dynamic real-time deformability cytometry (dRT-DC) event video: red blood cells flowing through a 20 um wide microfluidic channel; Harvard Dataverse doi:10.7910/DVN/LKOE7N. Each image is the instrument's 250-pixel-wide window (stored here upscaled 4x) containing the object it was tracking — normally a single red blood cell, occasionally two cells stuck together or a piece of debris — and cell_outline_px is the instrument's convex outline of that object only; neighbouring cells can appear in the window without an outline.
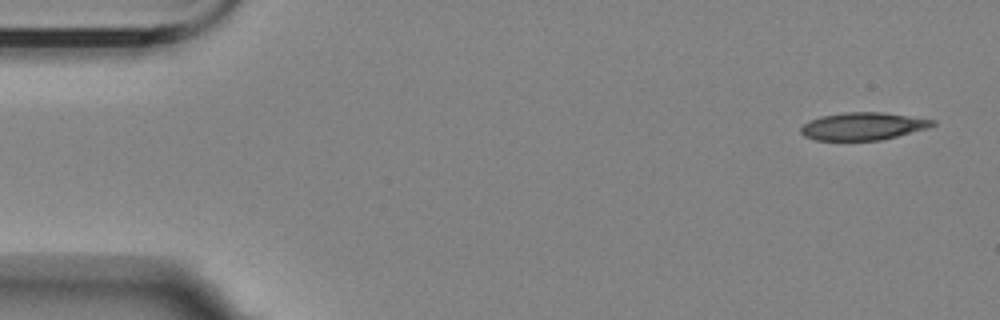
{"species": "Egyptian fruit bat (a non-hibernating species)", "species_latin": "Rousettus aegyptiacus", "temperature_condition": "room temperature", "stored_images_in_passage": 4, "segment_of_instrument_passage": [2, 2], "camera_frame_rate_fps": 3000, "um_per_image_px": 0.085, "animal": {"sex": "female"}, "frame": {"image": 1, "passage_image": 4, "time_ms": 5.0, "image_size_px": [1000, 320], "cell_outline_px": [[936, 124], [928, 128], [880, 140], [816, 140], [804, 136], [800, 132], [800, 128], [808, 120], [820, 116], [844, 112], [884, 112], [936, 120]], "centroid_in_image_um": [73.34, 10.72], "position_along_channel_um": 11.7, "area_um2": 21.21}}